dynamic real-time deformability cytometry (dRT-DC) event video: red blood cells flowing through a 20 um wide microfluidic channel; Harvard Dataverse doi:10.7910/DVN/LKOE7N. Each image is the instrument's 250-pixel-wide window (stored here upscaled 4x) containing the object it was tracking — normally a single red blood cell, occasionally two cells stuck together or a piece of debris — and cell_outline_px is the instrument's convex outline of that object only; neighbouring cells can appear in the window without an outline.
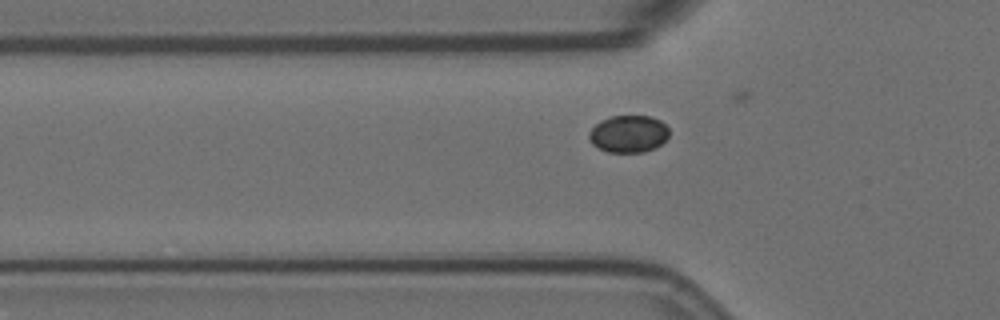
{"species": "Egyptian fruit bat (a non-hibernating species)", "species_latin": "Rousettus aegyptiacus", "temperature_condition": "room temperature", "stored_images_in_passage": 32, "camera_frame_rate_fps": 3000, "um_per_image_px": 0.085, "animal": {"sex": "female"}, "frame": {"image": 1, "passage_image": 6, "time_ms": 1.667, "image_size_px": [1000, 320], "cell_outline_px": [[668, 136], [660, 144], [644, 152], [608, 152], [592, 144], [588, 136], [588, 132], [600, 120], [612, 116], [648, 116], [660, 120], [668, 128]], "centroid_in_image_um": [53.39, 11.37], "position_along_channel_um": 72.4, "area_um2": 17.17}}
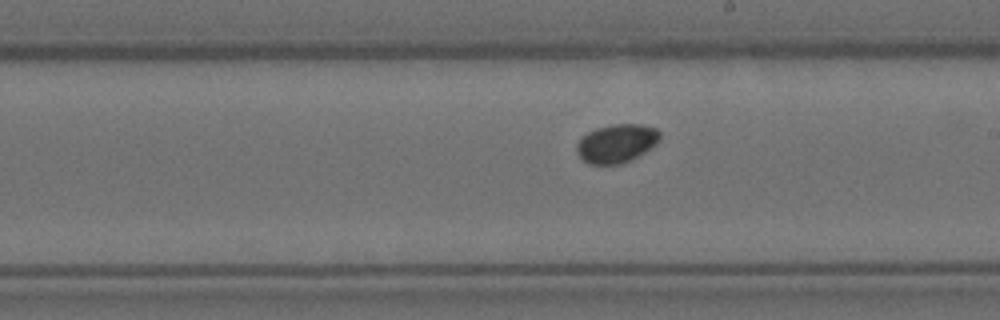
{"frame": {"image": 2, "passage_image": 20, "time_ms": 6.333, "image_size_px": [1000, 320], "cell_outline_px": [[660, 140], [656, 144], [644, 152], [620, 164], [588, 164], [576, 152], [576, 144], [588, 132], [596, 128], [612, 124], [640, 124], [656, 128], [660, 132]], "centroid_in_image_um": [52.41, 12.17], "position_along_channel_um": 236.6, "area_um2": 18.5}}
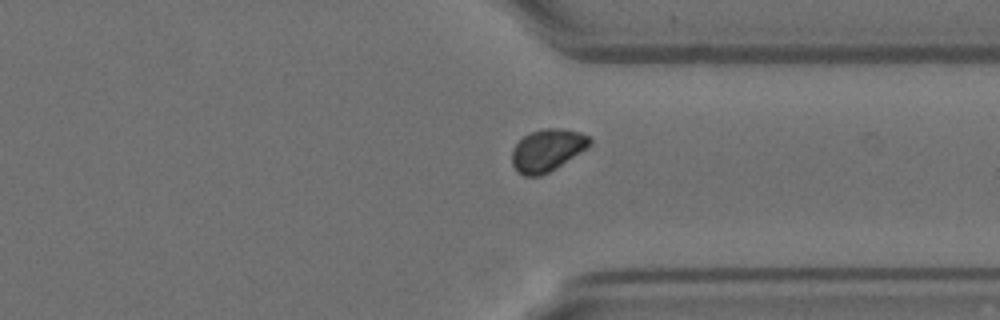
{"frame": {"image": 3, "passage_image": 31, "time_ms": 10.0, "image_size_px": [1000, 320], "cell_outline_px": [[592, 140], [588, 148], [556, 168], [540, 176], [524, 176], [516, 172], [512, 164], [512, 152], [516, 144], [524, 136], [532, 132], [544, 128], [556, 128], [580, 132], [588, 136]], "centroid_in_image_um": [46.52, 12.78], "position_along_channel_um": 364.9, "area_um2": 19.07}}